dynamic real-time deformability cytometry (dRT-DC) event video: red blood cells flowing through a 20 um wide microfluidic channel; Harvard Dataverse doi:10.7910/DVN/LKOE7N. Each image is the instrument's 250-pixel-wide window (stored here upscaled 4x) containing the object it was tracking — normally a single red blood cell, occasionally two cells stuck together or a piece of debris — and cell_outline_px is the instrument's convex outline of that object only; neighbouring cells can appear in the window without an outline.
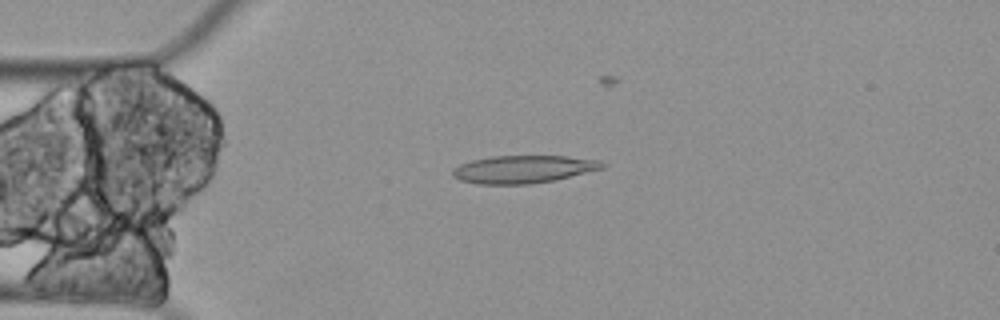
{"species": "Egyptian fruit bat (a non-hibernating species)", "species_latin": "Rousettus aegyptiacus", "temperature_condition": "cold", "stored_images_in_passage": 4, "camera_frame_rate_fps": 3000, "um_per_image_px": 0.085, "animal": {"sex": "female"}, "frame": {"image": 1, "passage_image": 4, "time_ms": 1.0, "image_size_px": [1000, 320], "cell_outline_px": [[608, 164], [604, 168], [552, 180], [532, 184], [476, 184], [460, 180], [452, 176], [452, 168], [460, 164], [472, 160], [492, 156], [568, 156], [600, 160]], "centroid_in_image_um": [44.47, 14.38], "position_along_channel_um": 40.5, "area_um2": 24.22}}